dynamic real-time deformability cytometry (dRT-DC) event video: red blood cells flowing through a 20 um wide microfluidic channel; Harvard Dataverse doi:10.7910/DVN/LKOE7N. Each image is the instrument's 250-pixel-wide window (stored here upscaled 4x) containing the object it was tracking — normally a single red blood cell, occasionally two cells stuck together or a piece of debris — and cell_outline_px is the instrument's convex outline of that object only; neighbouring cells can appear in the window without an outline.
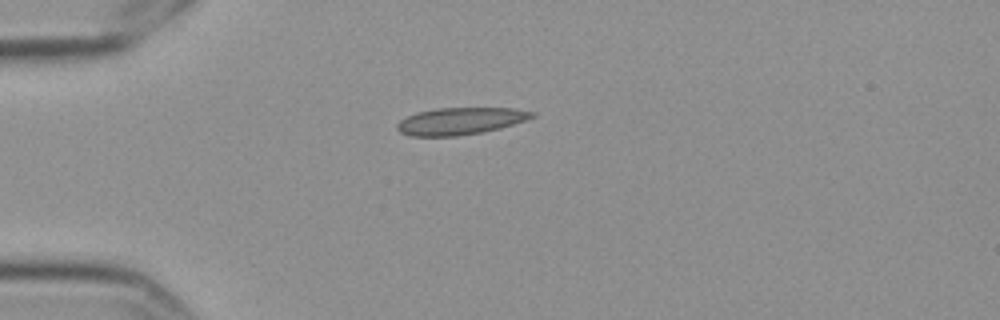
{"species": "Egyptian fruit bat (a non-hibernating species)", "species_latin": "Rousettus aegyptiacus", "temperature_condition": "cold", "stored_images_in_passage": 7, "camera_frame_rate_fps": 3000, "um_per_image_px": 0.085, "frame": {"image": 1, "passage_image": 1, "time_ms": 0.0, "image_size_px": [1000, 320], "cell_outline_px": [[536, 116], [500, 128], [484, 132], [456, 136], [412, 136], [400, 132], [396, 128], [396, 124], [400, 120], [416, 112], [436, 108], [512, 108], [536, 112]], "centroid_in_image_um": [39.11, 10.29], "position_along_channel_um": 45.9, "area_um2": 21.27}}
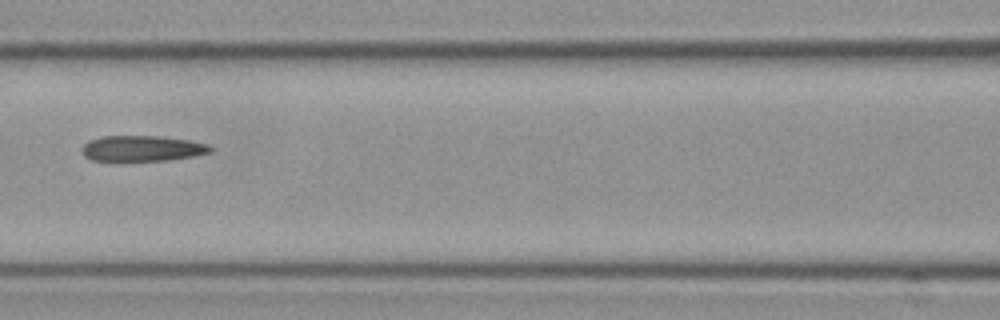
{"frame": {"image": 2, "passage_image": 4, "time_ms": 1.0, "image_size_px": [1000, 320], "cell_outline_px": [[212, 152], [192, 156], [168, 160], [92, 160], [84, 156], [80, 152], [80, 148], [88, 140], [100, 136], [160, 136], [188, 140], [208, 144], [212, 148]], "centroid_in_image_um": [12.04, 12.6], "position_along_channel_um": 154.6, "area_um2": 19.19}}
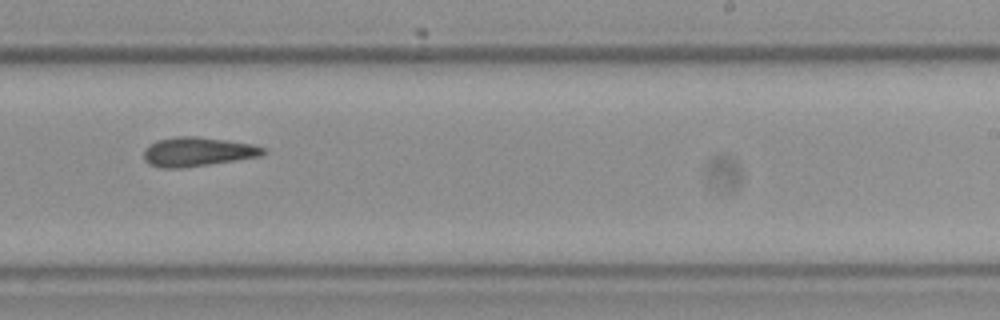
{"frame": {"image": 3, "passage_image": 7, "time_ms": 2.0, "image_size_px": [1000, 320], "cell_outline_px": [[268, 152], [260, 156], [184, 168], [160, 168], [148, 164], [144, 160], [144, 148], [148, 144], [156, 140], [176, 136], [196, 136], [252, 144], [264, 148]], "centroid_in_image_um": [16.73, 12.9], "position_along_channel_um": 272.3, "area_um2": 20.4}}